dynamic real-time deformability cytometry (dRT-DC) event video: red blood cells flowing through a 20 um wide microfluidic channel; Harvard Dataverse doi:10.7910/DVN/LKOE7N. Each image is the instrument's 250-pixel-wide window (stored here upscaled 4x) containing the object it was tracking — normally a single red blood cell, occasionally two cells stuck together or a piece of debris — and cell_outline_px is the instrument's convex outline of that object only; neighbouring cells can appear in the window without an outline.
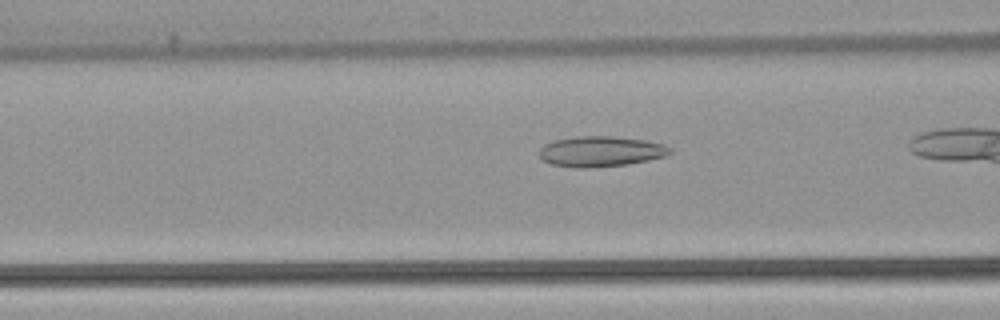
{"species": "common noctule bat (a hibernating species)", "species_latin": "Nyctalus noctula", "temperature_condition": "warm", "stored_images_in_passage": 37, "camera_frame_rate_fps": 3000, "um_per_image_px": 0.085, "animal": {"sex": "female", "body_mass_g": 22.7, "forearm_length_mm": 54.2}, "frame": {"image": 1, "passage_image": 15, "time_ms": 4.667, "image_size_px": [1000, 320], "cell_outline_px": [[672, 152], [664, 156], [648, 160], [628, 164], [584, 168], [576, 168], [552, 164], [544, 160], [540, 156], [540, 148], [544, 144], [556, 140], [576, 136], [612, 136], [644, 140], [664, 144], [672, 148]], "centroid_in_image_um": [51.07, 12.87], "position_along_channel_um": 115.5, "area_um2": 23.06}}
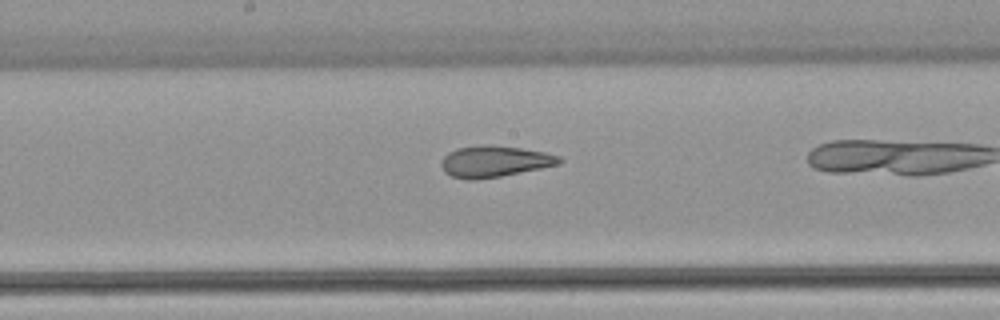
{"frame": {"image": 2, "passage_image": 22, "time_ms": 7.0, "image_size_px": [1000, 320], "cell_outline_px": [[564, 160], [560, 164], [500, 176], [476, 180], [468, 180], [452, 176], [444, 172], [440, 164], [444, 156], [448, 152], [456, 148], [488, 144], [520, 148], [544, 152], [560, 156]], "centroid_in_image_um": [42.01, 13.72], "position_along_channel_um": 206.2, "area_um2": 21.5}}
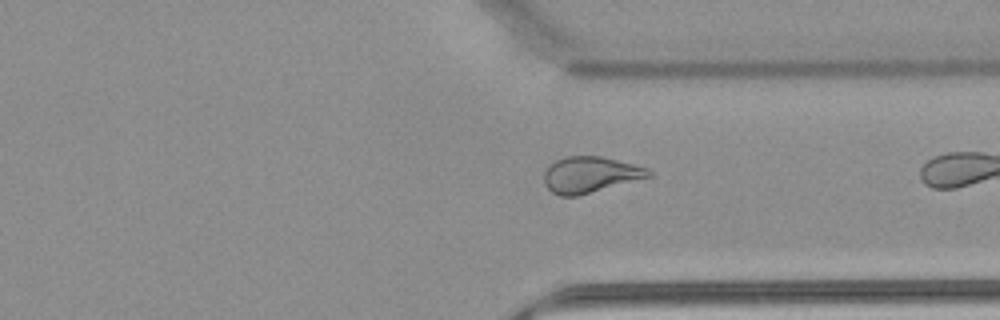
{"frame": {"image": 3, "passage_image": 34, "time_ms": 11.0, "image_size_px": [1000, 320], "cell_outline_px": [[652, 176], [576, 196], [560, 196], [552, 192], [544, 184], [544, 172], [556, 160], [568, 156], [600, 156], [648, 168], [652, 172]], "centroid_in_image_um": [50.16, 14.85], "position_along_channel_um": 361.2, "area_um2": 21.62}}